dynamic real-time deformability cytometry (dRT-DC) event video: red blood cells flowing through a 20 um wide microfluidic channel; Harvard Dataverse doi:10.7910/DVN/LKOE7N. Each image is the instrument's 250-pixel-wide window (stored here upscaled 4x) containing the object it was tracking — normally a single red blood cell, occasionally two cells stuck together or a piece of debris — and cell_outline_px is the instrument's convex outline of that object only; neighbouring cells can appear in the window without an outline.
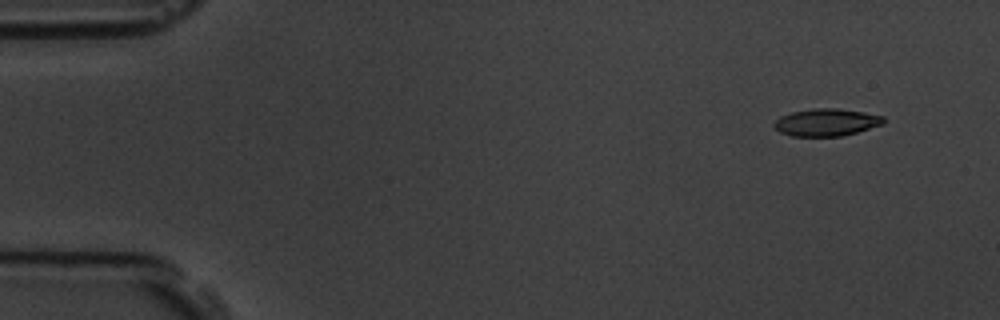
{"species": "common noctule bat (a hibernating species)", "species_latin": "Nyctalus noctula", "temperature_condition": "room temperature", "stored_images_in_passage": 7, "camera_frame_rate_fps": 3000, "um_per_image_px": 0.085, "animal": {"sex": "male", "body_mass_g": 19.5, "forearm_length_mm": 54.6}, "frame": {"image": 1, "passage_image": 2, "time_ms": 1.0, "image_size_px": [1000, 320], "cell_outline_px": [[884, 124], [856, 132], [840, 136], [792, 136], [780, 132], [772, 124], [780, 116], [792, 112], [812, 108], [836, 108], [864, 112], [884, 116]], "centroid_in_image_um": [70.24, 10.39], "position_along_channel_um": 14.8, "area_um2": 17.4}}
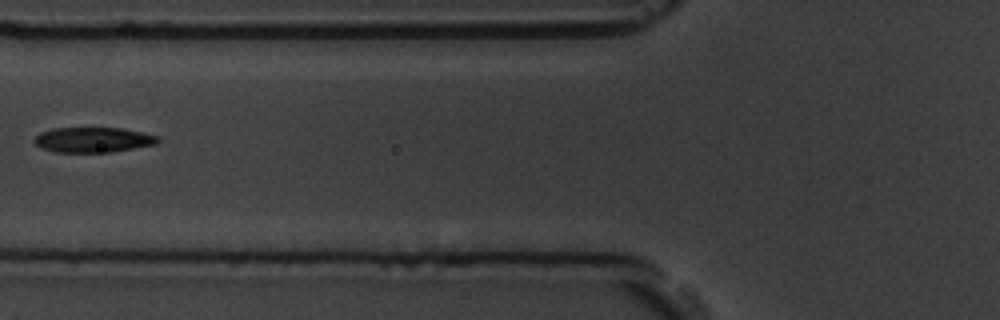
{"frame": {"image": 2, "passage_image": 6, "time_ms": 6.667, "image_size_px": [1000, 320], "cell_outline_px": [[160, 140], [156, 144], [112, 152], [56, 152], [40, 148], [32, 140], [40, 132], [52, 128], [120, 128], [160, 136]], "centroid_in_image_um": [7.89, 11.88], "position_along_channel_um": 117.9, "area_um2": 18.15}}
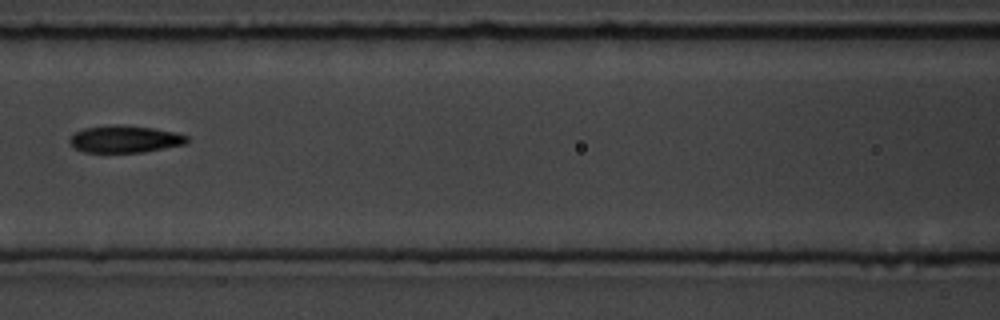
{"frame": {"image": 3, "passage_image": 7, "time_ms": 7.667, "image_size_px": [1000, 320], "cell_outline_px": [[188, 144], [144, 152], [84, 152], [76, 148], [68, 140], [76, 132], [84, 128], [116, 124], [152, 128], [176, 132], [188, 136]], "centroid_in_image_um": [10.67, 11.82], "position_along_channel_um": 155.9, "area_um2": 18.5}}